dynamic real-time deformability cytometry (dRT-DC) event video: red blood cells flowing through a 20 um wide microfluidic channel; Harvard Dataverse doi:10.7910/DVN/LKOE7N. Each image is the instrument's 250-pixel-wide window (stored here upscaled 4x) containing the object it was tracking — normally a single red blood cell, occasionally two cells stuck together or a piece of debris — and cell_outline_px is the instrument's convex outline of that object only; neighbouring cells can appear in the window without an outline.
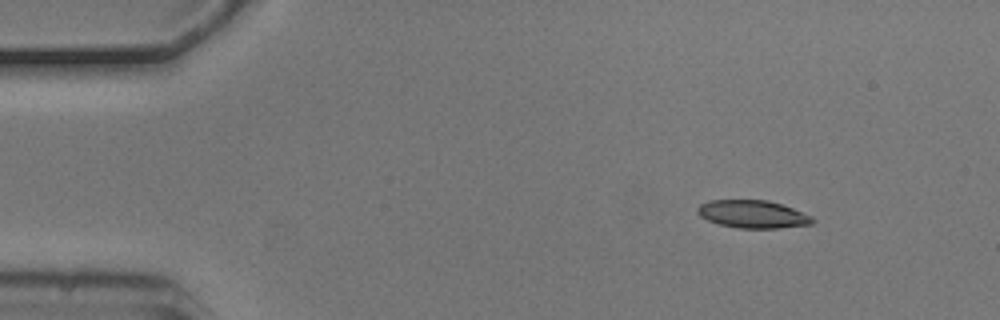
{"species": "common noctule bat (a hibernating species)", "species_latin": "Nyctalus noctula", "temperature_condition": "cold", "stored_images_in_passage": 4, "camera_frame_rate_fps": 3000, "um_per_image_px": 0.085, "animal": {"sex": "male", "body_mass_g": 20.5, "forearm_length_mm": 52.5}, "frame": {"image": 1, "passage_image": 1, "time_ms": 0.0, "image_size_px": [1000, 320], "cell_outline_px": [[816, 220], [812, 224], [780, 228], [736, 228], [720, 224], [708, 220], [700, 216], [696, 212], [696, 208], [700, 204], [708, 200], [768, 200], [792, 208], [812, 216]], "centroid_in_image_um": [63.97, 18.2], "position_along_channel_um": 21.0, "area_um2": 18.67}}
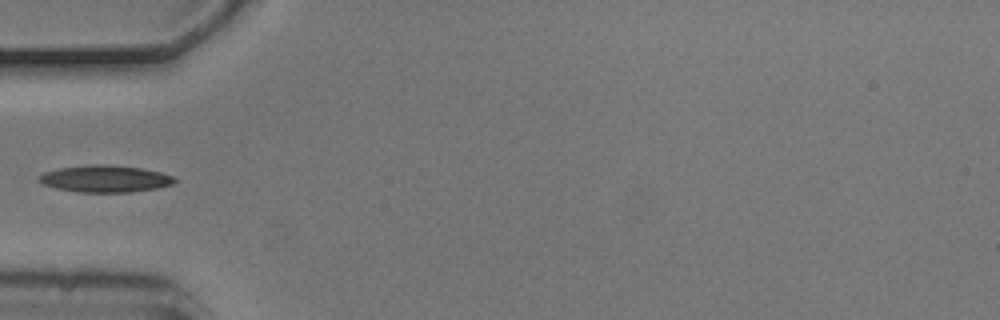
{"frame": {"image": 2, "passage_image": 4, "time_ms": 1.0, "image_size_px": [1000, 320], "cell_outline_px": [[176, 180], [172, 184], [156, 188], [128, 192], [76, 192], [56, 188], [44, 184], [40, 180], [40, 176], [44, 172], [60, 168], [88, 164], [112, 164], [140, 168], [160, 172], [172, 176]], "centroid_in_image_um": [8.93, 15.18], "position_along_channel_um": 76.1, "area_um2": 21.1}}